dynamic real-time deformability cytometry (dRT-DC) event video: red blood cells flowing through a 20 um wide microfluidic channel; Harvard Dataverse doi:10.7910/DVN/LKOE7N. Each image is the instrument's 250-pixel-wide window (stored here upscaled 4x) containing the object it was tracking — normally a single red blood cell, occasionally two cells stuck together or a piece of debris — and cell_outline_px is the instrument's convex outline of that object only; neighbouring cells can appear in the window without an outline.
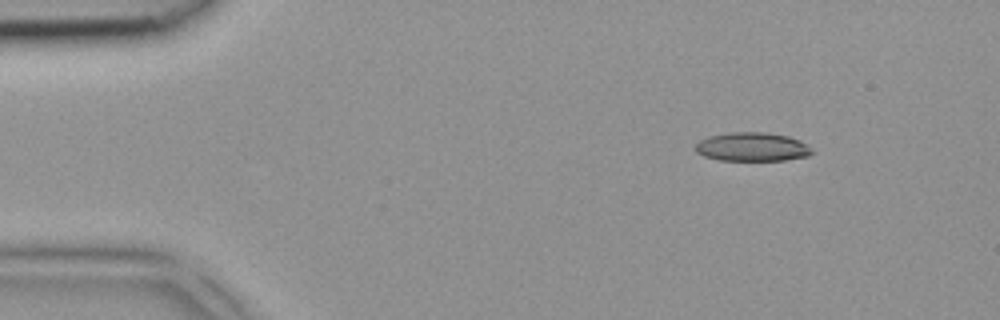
{"species": "common noctule bat (a hibernating species)", "species_latin": "Nyctalus noctula", "temperature_condition": "room temperature", "stored_images_in_passage": 9, "camera_frame_rate_fps": 3000, "um_per_image_px": 0.085, "animal": {"sex": "female", "body_mass_g": 18.4}, "frame": {"image": 1, "passage_image": 1, "time_ms": 0.0, "image_size_px": [1000, 320], "cell_outline_px": [[812, 152], [808, 156], [784, 160], [720, 160], [704, 156], [696, 152], [692, 148], [700, 140], [708, 136], [728, 132], [764, 132], [788, 136], [800, 140]], "centroid_in_image_um": [63.86, 12.48], "position_along_channel_um": 21.1, "area_um2": 19.48}}
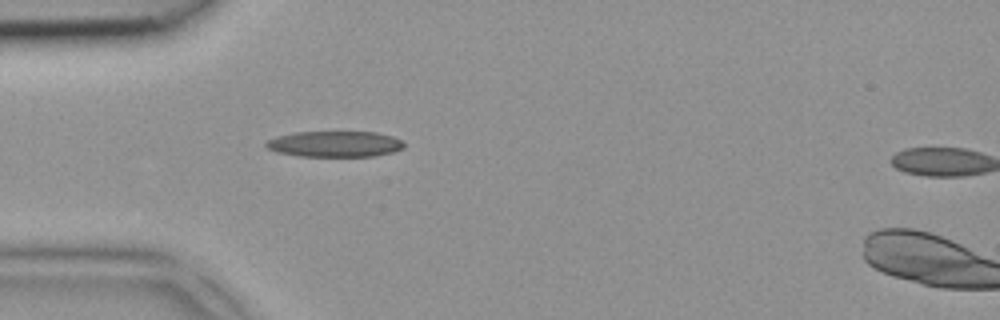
{"frame": {"image": 2, "passage_image": 8, "time_ms": 2.333, "image_size_px": [1000, 320], "cell_outline_px": [[404, 148], [392, 152], [372, 156], [296, 156], [276, 152], [268, 148], [264, 144], [268, 140], [276, 136], [296, 132], [376, 132], [392, 136], [400, 140], [404, 144]], "centroid_in_image_um": [28.43, 12.24], "position_along_channel_um": 56.6, "area_um2": 20.75}}